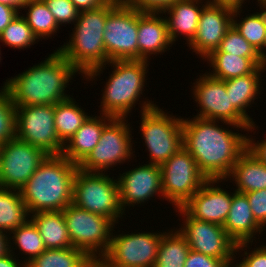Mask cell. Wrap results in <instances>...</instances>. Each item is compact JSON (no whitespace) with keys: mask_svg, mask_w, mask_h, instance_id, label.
<instances>
[{"mask_svg":"<svg viewBox=\"0 0 266 267\" xmlns=\"http://www.w3.org/2000/svg\"><path fill=\"white\" fill-rule=\"evenodd\" d=\"M188 119L182 118L183 146L207 179H223L225 182L232 167L247 149V136L223 128L216 120L195 116Z\"/></svg>","mask_w":266,"mask_h":267,"instance_id":"obj_1","label":"cell"},{"mask_svg":"<svg viewBox=\"0 0 266 267\" xmlns=\"http://www.w3.org/2000/svg\"><path fill=\"white\" fill-rule=\"evenodd\" d=\"M80 74L57 50L4 83L15 106L55 105L70 97L69 81Z\"/></svg>","mask_w":266,"mask_h":267,"instance_id":"obj_2","label":"cell"},{"mask_svg":"<svg viewBox=\"0 0 266 267\" xmlns=\"http://www.w3.org/2000/svg\"><path fill=\"white\" fill-rule=\"evenodd\" d=\"M108 0L104 5L82 10L77 17L69 42L56 49L86 80H95L107 65L103 41L107 15L120 3ZM105 65V66H104ZM102 71V72H101Z\"/></svg>","mask_w":266,"mask_h":267,"instance_id":"obj_3","label":"cell"},{"mask_svg":"<svg viewBox=\"0 0 266 267\" xmlns=\"http://www.w3.org/2000/svg\"><path fill=\"white\" fill-rule=\"evenodd\" d=\"M78 165L60 155H48L20 188L30 214L63 211L73 201V183Z\"/></svg>","mask_w":266,"mask_h":267,"instance_id":"obj_4","label":"cell"},{"mask_svg":"<svg viewBox=\"0 0 266 267\" xmlns=\"http://www.w3.org/2000/svg\"><path fill=\"white\" fill-rule=\"evenodd\" d=\"M148 62L146 60H116L107 63L113 66V71L102 93L101 114L114 118H126L131 113L144 93Z\"/></svg>","mask_w":266,"mask_h":267,"instance_id":"obj_5","label":"cell"},{"mask_svg":"<svg viewBox=\"0 0 266 267\" xmlns=\"http://www.w3.org/2000/svg\"><path fill=\"white\" fill-rule=\"evenodd\" d=\"M139 102L142 103L139 129L149 152V163L161 166L183 146L182 117L166 113L152 100Z\"/></svg>","mask_w":266,"mask_h":267,"instance_id":"obj_6","label":"cell"},{"mask_svg":"<svg viewBox=\"0 0 266 267\" xmlns=\"http://www.w3.org/2000/svg\"><path fill=\"white\" fill-rule=\"evenodd\" d=\"M109 176L78 168L74 176L72 204L118 224L125 212L120 205L117 179Z\"/></svg>","mask_w":266,"mask_h":267,"instance_id":"obj_7","label":"cell"},{"mask_svg":"<svg viewBox=\"0 0 266 267\" xmlns=\"http://www.w3.org/2000/svg\"><path fill=\"white\" fill-rule=\"evenodd\" d=\"M70 241L74 248L86 252L92 259L102 258L110 248L115 224L108 218L74 204L63 210Z\"/></svg>","mask_w":266,"mask_h":267,"instance_id":"obj_8","label":"cell"},{"mask_svg":"<svg viewBox=\"0 0 266 267\" xmlns=\"http://www.w3.org/2000/svg\"><path fill=\"white\" fill-rule=\"evenodd\" d=\"M127 121L126 118L113 117L104 126L98 144L78 165V168L85 172L105 173L107 169L110 170V167H115L118 163L130 161L135 151L132 149V131Z\"/></svg>","mask_w":266,"mask_h":267,"instance_id":"obj_9","label":"cell"},{"mask_svg":"<svg viewBox=\"0 0 266 267\" xmlns=\"http://www.w3.org/2000/svg\"><path fill=\"white\" fill-rule=\"evenodd\" d=\"M193 97L199 104L197 118L216 120L233 126L232 128L252 131L256 128L231 103L224 80L211 77L208 73L201 75L193 83ZM253 129V130H252Z\"/></svg>","mask_w":266,"mask_h":267,"instance_id":"obj_10","label":"cell"},{"mask_svg":"<svg viewBox=\"0 0 266 267\" xmlns=\"http://www.w3.org/2000/svg\"><path fill=\"white\" fill-rule=\"evenodd\" d=\"M160 167L163 199L174 208L182 207L208 180L184 146Z\"/></svg>","mask_w":266,"mask_h":267,"instance_id":"obj_11","label":"cell"},{"mask_svg":"<svg viewBox=\"0 0 266 267\" xmlns=\"http://www.w3.org/2000/svg\"><path fill=\"white\" fill-rule=\"evenodd\" d=\"M175 211L184 218L178 231L185 237L190 250L218 258L228 267L235 263L236 243L222 225L196 220L182 207L175 208Z\"/></svg>","mask_w":266,"mask_h":267,"instance_id":"obj_12","label":"cell"},{"mask_svg":"<svg viewBox=\"0 0 266 267\" xmlns=\"http://www.w3.org/2000/svg\"><path fill=\"white\" fill-rule=\"evenodd\" d=\"M103 41L107 63L138 60V10L120 2L107 15Z\"/></svg>","mask_w":266,"mask_h":267,"instance_id":"obj_13","label":"cell"},{"mask_svg":"<svg viewBox=\"0 0 266 267\" xmlns=\"http://www.w3.org/2000/svg\"><path fill=\"white\" fill-rule=\"evenodd\" d=\"M16 138L43 149L49 155H60V142L54 124V105L16 106Z\"/></svg>","mask_w":266,"mask_h":267,"instance_id":"obj_14","label":"cell"},{"mask_svg":"<svg viewBox=\"0 0 266 267\" xmlns=\"http://www.w3.org/2000/svg\"><path fill=\"white\" fill-rule=\"evenodd\" d=\"M117 234L102 259L110 267H154L163 232ZM114 234V235H113Z\"/></svg>","mask_w":266,"mask_h":267,"instance_id":"obj_15","label":"cell"},{"mask_svg":"<svg viewBox=\"0 0 266 267\" xmlns=\"http://www.w3.org/2000/svg\"><path fill=\"white\" fill-rule=\"evenodd\" d=\"M48 155L18 138L0 145V187L20 190Z\"/></svg>","mask_w":266,"mask_h":267,"instance_id":"obj_16","label":"cell"},{"mask_svg":"<svg viewBox=\"0 0 266 267\" xmlns=\"http://www.w3.org/2000/svg\"><path fill=\"white\" fill-rule=\"evenodd\" d=\"M117 179L120 205L123 211L128 206L146 203L157 194L162 196L161 167L155 164L139 165L119 174Z\"/></svg>","mask_w":266,"mask_h":267,"instance_id":"obj_17","label":"cell"},{"mask_svg":"<svg viewBox=\"0 0 266 267\" xmlns=\"http://www.w3.org/2000/svg\"><path fill=\"white\" fill-rule=\"evenodd\" d=\"M233 11L232 8L209 2L201 12L196 34L188 44L192 52L205 59L217 50L232 26Z\"/></svg>","mask_w":266,"mask_h":267,"instance_id":"obj_18","label":"cell"},{"mask_svg":"<svg viewBox=\"0 0 266 267\" xmlns=\"http://www.w3.org/2000/svg\"><path fill=\"white\" fill-rule=\"evenodd\" d=\"M222 181L208 179L182 208L196 220L223 226L230 210L232 193L217 186L216 183Z\"/></svg>","mask_w":266,"mask_h":267,"instance_id":"obj_19","label":"cell"},{"mask_svg":"<svg viewBox=\"0 0 266 267\" xmlns=\"http://www.w3.org/2000/svg\"><path fill=\"white\" fill-rule=\"evenodd\" d=\"M161 14L162 12L138 10V60L148 61L150 55H161L170 50L173 43L166 18L160 17Z\"/></svg>","mask_w":266,"mask_h":267,"instance_id":"obj_20","label":"cell"},{"mask_svg":"<svg viewBox=\"0 0 266 267\" xmlns=\"http://www.w3.org/2000/svg\"><path fill=\"white\" fill-rule=\"evenodd\" d=\"M223 227L236 244L252 243L255 235H261L264 229L255 220L246 194L237 191L232 193L230 210Z\"/></svg>","mask_w":266,"mask_h":267,"instance_id":"obj_21","label":"cell"},{"mask_svg":"<svg viewBox=\"0 0 266 267\" xmlns=\"http://www.w3.org/2000/svg\"><path fill=\"white\" fill-rule=\"evenodd\" d=\"M202 1L204 2V0H178L162 11V16L165 14L168 33L173 44L181 35H185L183 37L187 38L185 44L192 41L197 31L201 12L209 3V0H205V4ZM166 13L169 17H166Z\"/></svg>","mask_w":266,"mask_h":267,"instance_id":"obj_22","label":"cell"},{"mask_svg":"<svg viewBox=\"0 0 266 267\" xmlns=\"http://www.w3.org/2000/svg\"><path fill=\"white\" fill-rule=\"evenodd\" d=\"M113 117L101 114L89 116L76 133L64 144L62 155L79 165L98 144L104 126Z\"/></svg>","mask_w":266,"mask_h":267,"instance_id":"obj_23","label":"cell"},{"mask_svg":"<svg viewBox=\"0 0 266 267\" xmlns=\"http://www.w3.org/2000/svg\"><path fill=\"white\" fill-rule=\"evenodd\" d=\"M232 179L237 186L235 191L248 193L266 188V165L258 160L247 149L240 155L226 177Z\"/></svg>","mask_w":266,"mask_h":267,"instance_id":"obj_24","label":"cell"},{"mask_svg":"<svg viewBox=\"0 0 266 267\" xmlns=\"http://www.w3.org/2000/svg\"><path fill=\"white\" fill-rule=\"evenodd\" d=\"M266 70V66H259L253 73L224 80L226 84L227 94L231 99L232 105L251 123L253 119L248 115L246 109L252 106L255 99H258V94L262 91L261 74ZM264 71V72H263ZM257 97V98H256ZM252 103V104H251Z\"/></svg>","mask_w":266,"mask_h":267,"instance_id":"obj_25","label":"cell"},{"mask_svg":"<svg viewBox=\"0 0 266 267\" xmlns=\"http://www.w3.org/2000/svg\"><path fill=\"white\" fill-rule=\"evenodd\" d=\"M32 216V217H31ZM40 233L46 249L73 247L63 211H40L29 215Z\"/></svg>","mask_w":266,"mask_h":267,"instance_id":"obj_26","label":"cell"},{"mask_svg":"<svg viewBox=\"0 0 266 267\" xmlns=\"http://www.w3.org/2000/svg\"><path fill=\"white\" fill-rule=\"evenodd\" d=\"M206 60L213 70L207 73L219 80L244 76L253 73L259 66H266L261 58H246L229 53H211L204 61Z\"/></svg>","mask_w":266,"mask_h":267,"instance_id":"obj_27","label":"cell"},{"mask_svg":"<svg viewBox=\"0 0 266 267\" xmlns=\"http://www.w3.org/2000/svg\"><path fill=\"white\" fill-rule=\"evenodd\" d=\"M258 6L262 9L261 12H256L249 16L246 15V17L241 18V20H237L236 18L240 17L238 15L242 13V8L234 9L232 25L259 53L261 60L266 64V51L263 50V41L266 32V0H263Z\"/></svg>","mask_w":266,"mask_h":267,"instance_id":"obj_28","label":"cell"},{"mask_svg":"<svg viewBox=\"0 0 266 267\" xmlns=\"http://www.w3.org/2000/svg\"><path fill=\"white\" fill-rule=\"evenodd\" d=\"M74 98L54 105V124L60 142L64 145L90 116L79 107Z\"/></svg>","mask_w":266,"mask_h":267,"instance_id":"obj_29","label":"cell"},{"mask_svg":"<svg viewBox=\"0 0 266 267\" xmlns=\"http://www.w3.org/2000/svg\"><path fill=\"white\" fill-rule=\"evenodd\" d=\"M28 219L29 213L20 191L0 187V231L9 235Z\"/></svg>","mask_w":266,"mask_h":267,"instance_id":"obj_30","label":"cell"},{"mask_svg":"<svg viewBox=\"0 0 266 267\" xmlns=\"http://www.w3.org/2000/svg\"><path fill=\"white\" fill-rule=\"evenodd\" d=\"M189 251L188 242L178 229L163 232L154 267H184Z\"/></svg>","mask_w":266,"mask_h":267,"instance_id":"obj_31","label":"cell"},{"mask_svg":"<svg viewBox=\"0 0 266 267\" xmlns=\"http://www.w3.org/2000/svg\"><path fill=\"white\" fill-rule=\"evenodd\" d=\"M91 259L86 252L74 247L46 249L26 267H85Z\"/></svg>","mask_w":266,"mask_h":267,"instance_id":"obj_32","label":"cell"},{"mask_svg":"<svg viewBox=\"0 0 266 267\" xmlns=\"http://www.w3.org/2000/svg\"><path fill=\"white\" fill-rule=\"evenodd\" d=\"M10 234H12V236ZM8 239L10 252L13 251L12 249L19 248V251H22L23 255H27L28 258L24 260L25 264L29 263L34 257L39 256L46 250L38 229L30 219L11 231L8 235ZM11 240L12 242L14 241L13 245H16L15 248H13L14 246H12Z\"/></svg>","mask_w":266,"mask_h":267,"instance_id":"obj_33","label":"cell"},{"mask_svg":"<svg viewBox=\"0 0 266 267\" xmlns=\"http://www.w3.org/2000/svg\"><path fill=\"white\" fill-rule=\"evenodd\" d=\"M23 8L28 10L26 16L23 15V17L39 40L42 38L47 39L52 34L57 33L60 26L44 0H29Z\"/></svg>","mask_w":266,"mask_h":267,"instance_id":"obj_34","label":"cell"},{"mask_svg":"<svg viewBox=\"0 0 266 267\" xmlns=\"http://www.w3.org/2000/svg\"><path fill=\"white\" fill-rule=\"evenodd\" d=\"M36 41L39 40L27 24L23 14H18L0 34V42L13 49L28 48Z\"/></svg>","mask_w":266,"mask_h":267,"instance_id":"obj_35","label":"cell"},{"mask_svg":"<svg viewBox=\"0 0 266 267\" xmlns=\"http://www.w3.org/2000/svg\"><path fill=\"white\" fill-rule=\"evenodd\" d=\"M16 138V106L9 91L3 86L0 90V145Z\"/></svg>","mask_w":266,"mask_h":267,"instance_id":"obj_36","label":"cell"},{"mask_svg":"<svg viewBox=\"0 0 266 267\" xmlns=\"http://www.w3.org/2000/svg\"><path fill=\"white\" fill-rule=\"evenodd\" d=\"M212 53H229L230 55L246 58H260L259 53L244 39L233 25L223 37L218 49Z\"/></svg>","mask_w":266,"mask_h":267,"instance_id":"obj_37","label":"cell"},{"mask_svg":"<svg viewBox=\"0 0 266 267\" xmlns=\"http://www.w3.org/2000/svg\"><path fill=\"white\" fill-rule=\"evenodd\" d=\"M44 2L59 26L76 22L80 11L71 0H44Z\"/></svg>","mask_w":266,"mask_h":267,"instance_id":"obj_38","label":"cell"},{"mask_svg":"<svg viewBox=\"0 0 266 267\" xmlns=\"http://www.w3.org/2000/svg\"><path fill=\"white\" fill-rule=\"evenodd\" d=\"M250 242L236 244V255L239 251H244V254L241 255L242 263L246 267H266V245H261L259 247L254 248L251 252L247 249ZM247 248V249H246ZM246 250V251H245ZM248 251V252H247Z\"/></svg>","mask_w":266,"mask_h":267,"instance_id":"obj_39","label":"cell"},{"mask_svg":"<svg viewBox=\"0 0 266 267\" xmlns=\"http://www.w3.org/2000/svg\"><path fill=\"white\" fill-rule=\"evenodd\" d=\"M255 220L265 229L266 227V188L245 193Z\"/></svg>","mask_w":266,"mask_h":267,"instance_id":"obj_40","label":"cell"},{"mask_svg":"<svg viewBox=\"0 0 266 267\" xmlns=\"http://www.w3.org/2000/svg\"><path fill=\"white\" fill-rule=\"evenodd\" d=\"M126 6L139 11L162 12L178 0H120Z\"/></svg>","mask_w":266,"mask_h":267,"instance_id":"obj_41","label":"cell"},{"mask_svg":"<svg viewBox=\"0 0 266 267\" xmlns=\"http://www.w3.org/2000/svg\"><path fill=\"white\" fill-rule=\"evenodd\" d=\"M184 267H228L222 260L190 250Z\"/></svg>","mask_w":266,"mask_h":267,"instance_id":"obj_42","label":"cell"},{"mask_svg":"<svg viewBox=\"0 0 266 267\" xmlns=\"http://www.w3.org/2000/svg\"><path fill=\"white\" fill-rule=\"evenodd\" d=\"M249 137H247V150L266 165V138L256 142L255 139Z\"/></svg>","mask_w":266,"mask_h":267,"instance_id":"obj_43","label":"cell"},{"mask_svg":"<svg viewBox=\"0 0 266 267\" xmlns=\"http://www.w3.org/2000/svg\"><path fill=\"white\" fill-rule=\"evenodd\" d=\"M18 14L15 8L0 3V34Z\"/></svg>","mask_w":266,"mask_h":267,"instance_id":"obj_44","label":"cell"},{"mask_svg":"<svg viewBox=\"0 0 266 267\" xmlns=\"http://www.w3.org/2000/svg\"><path fill=\"white\" fill-rule=\"evenodd\" d=\"M107 1L108 0H71L79 11L98 8Z\"/></svg>","mask_w":266,"mask_h":267,"instance_id":"obj_45","label":"cell"},{"mask_svg":"<svg viewBox=\"0 0 266 267\" xmlns=\"http://www.w3.org/2000/svg\"><path fill=\"white\" fill-rule=\"evenodd\" d=\"M14 253L15 252L9 251L8 253L0 257V267H26L24 261H19V259L16 260V258H14L17 256Z\"/></svg>","mask_w":266,"mask_h":267,"instance_id":"obj_46","label":"cell"},{"mask_svg":"<svg viewBox=\"0 0 266 267\" xmlns=\"http://www.w3.org/2000/svg\"><path fill=\"white\" fill-rule=\"evenodd\" d=\"M246 0H210V3L223 5L232 9L244 7L242 4L247 3ZM263 0H257V4L261 3Z\"/></svg>","mask_w":266,"mask_h":267,"instance_id":"obj_47","label":"cell"},{"mask_svg":"<svg viewBox=\"0 0 266 267\" xmlns=\"http://www.w3.org/2000/svg\"><path fill=\"white\" fill-rule=\"evenodd\" d=\"M9 252L8 235L0 231V257Z\"/></svg>","mask_w":266,"mask_h":267,"instance_id":"obj_48","label":"cell"},{"mask_svg":"<svg viewBox=\"0 0 266 267\" xmlns=\"http://www.w3.org/2000/svg\"><path fill=\"white\" fill-rule=\"evenodd\" d=\"M28 1L29 0H0V3L11 6L19 12L21 11L19 9H23V7Z\"/></svg>","mask_w":266,"mask_h":267,"instance_id":"obj_49","label":"cell"},{"mask_svg":"<svg viewBox=\"0 0 266 267\" xmlns=\"http://www.w3.org/2000/svg\"><path fill=\"white\" fill-rule=\"evenodd\" d=\"M85 267H110L102 258L91 259Z\"/></svg>","mask_w":266,"mask_h":267,"instance_id":"obj_50","label":"cell"},{"mask_svg":"<svg viewBox=\"0 0 266 267\" xmlns=\"http://www.w3.org/2000/svg\"><path fill=\"white\" fill-rule=\"evenodd\" d=\"M231 267H246L242 262H240V263H238V262H236V264L235 265H231Z\"/></svg>","mask_w":266,"mask_h":267,"instance_id":"obj_51","label":"cell"},{"mask_svg":"<svg viewBox=\"0 0 266 267\" xmlns=\"http://www.w3.org/2000/svg\"><path fill=\"white\" fill-rule=\"evenodd\" d=\"M266 32H265V37H264V41H263V49H266Z\"/></svg>","mask_w":266,"mask_h":267,"instance_id":"obj_52","label":"cell"}]
</instances>
